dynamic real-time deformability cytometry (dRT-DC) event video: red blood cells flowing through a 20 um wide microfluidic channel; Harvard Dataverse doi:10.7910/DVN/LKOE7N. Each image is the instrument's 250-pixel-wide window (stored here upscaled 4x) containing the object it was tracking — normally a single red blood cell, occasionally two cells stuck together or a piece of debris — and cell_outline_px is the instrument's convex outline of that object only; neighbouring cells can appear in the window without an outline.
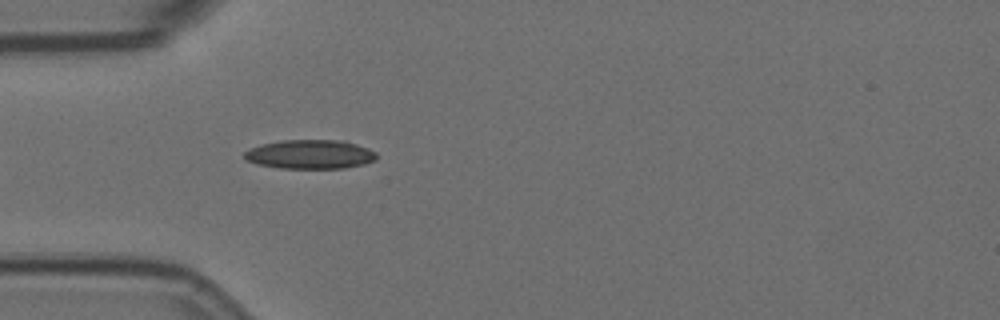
{"species": "Egyptian fruit bat (a non-hibernating species)", "species_latin": "Rousettus aegyptiacus", "temperature_condition": "room temperature", "stored_images_in_passage": 3, "camera_frame_rate_fps": 3000, "um_per_image_px": 0.085, "animal": {"sex": "female"}, "frame": {"image": 1, "passage_image": 3, "time_ms": 0.667, "image_size_px": [1000, 320], "cell_outline_px": [[376, 160], [364, 164], [344, 168], [280, 168], [256, 164], [244, 160], [244, 152], [248, 148], [260, 144], [280, 140], [348, 140], [368, 148], [376, 152]], "centroid_in_image_um": [26.34, 13.11], "position_along_channel_um": 58.7, "area_um2": 22.77}}